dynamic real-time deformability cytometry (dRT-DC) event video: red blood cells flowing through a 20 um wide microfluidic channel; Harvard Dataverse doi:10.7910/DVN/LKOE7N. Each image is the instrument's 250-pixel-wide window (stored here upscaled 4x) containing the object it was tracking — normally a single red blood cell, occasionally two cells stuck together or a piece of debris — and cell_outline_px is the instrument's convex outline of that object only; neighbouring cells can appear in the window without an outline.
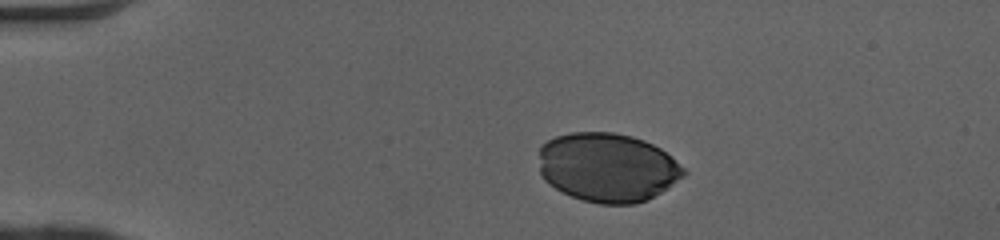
{"species": "human", "species_latin": "Homo sapiens", "temperature_condition": "cold", "stored_images_in_passage": 32, "camera_frame_rate_fps": 3000, "um_per_image_px": 0.085, "donor": {"sex": "female"}, "frame": {"image": 1, "passage_image": 1, "time_ms": 0.0, "image_size_px": [1000, 240], "cell_outline_px": [[688, 172], [684, 176], [668, 188], [648, 200], [636, 204], [600, 204], [580, 200], [556, 188], [544, 180], [540, 172], [540, 144], [556, 136], [572, 132], [612, 132], [632, 136], [644, 140], [660, 148], [684, 168]], "centroid_in_image_um": [51.64, 14.23], "position_along_channel_um": 33.4, "area_um2": 58.44}}
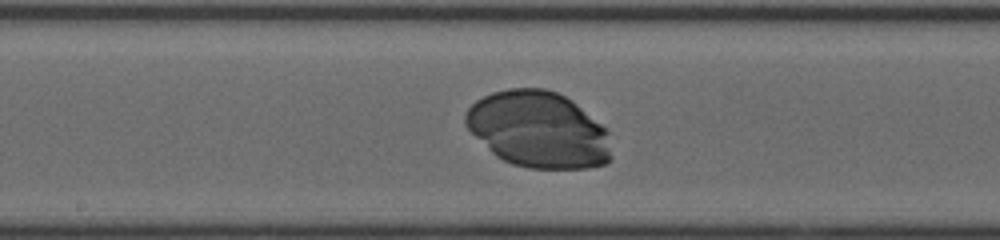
{"frame": {"image": 2, "passage_image": 18, "time_ms": 5.667, "image_size_px": [1000, 240], "cell_outline_px": [[612, 160], [608, 164], [588, 168], [528, 168], [512, 164], [496, 156], [464, 124], [464, 116], [468, 108], [476, 100], [492, 92], [512, 88], [544, 88], [556, 92], [572, 100], [600, 124], [608, 132], [612, 156]], "centroid_in_image_um": [45.77, 11.03], "position_along_channel_um": 202.4, "area_um2": 64.74}}
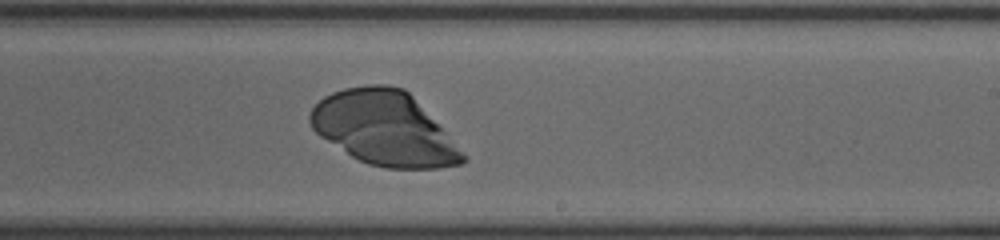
{"frame": {"image": 3, "passage_image": 22, "time_ms": 7.0, "image_size_px": [1000, 240], "cell_outline_px": [[468, 160], [460, 164], [440, 168], [384, 168], [368, 164], [352, 156], [320, 136], [312, 128], [308, 120], [308, 116], [312, 108], [324, 96], [332, 92], [344, 88], [368, 84], [388, 84], [404, 88], [412, 96], [468, 156]], "centroid_in_image_um": [32.65, 10.91], "position_along_channel_um": 256.3, "area_um2": 65.37}}